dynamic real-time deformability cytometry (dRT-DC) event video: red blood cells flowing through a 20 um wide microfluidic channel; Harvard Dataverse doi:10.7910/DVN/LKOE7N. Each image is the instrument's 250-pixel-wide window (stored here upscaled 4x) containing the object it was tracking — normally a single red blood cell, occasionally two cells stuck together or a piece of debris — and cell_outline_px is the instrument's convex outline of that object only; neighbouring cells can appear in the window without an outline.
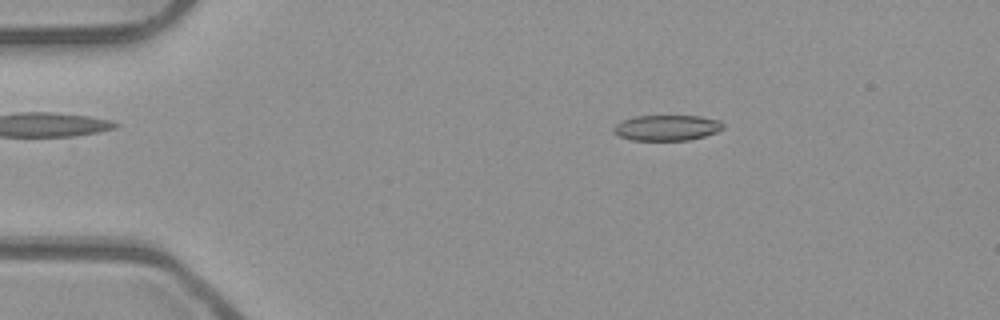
{"species": "common noctule bat (a hibernating species)", "species_latin": "Nyctalus noctula", "temperature_condition": "room temperature", "stored_images_in_passage": 52, "camera_frame_rate_fps": 3000, "um_per_image_px": 0.085, "animal": {"sex": "male", "body_mass_g": 23.1, "forearm_length_mm": 52.7}, "frame": {"image": 1, "passage_image": 9, "time_ms": 2.667, "image_size_px": [1000, 320], "cell_outline_px": [[724, 128], [716, 132], [704, 136], [688, 140], [632, 140], [620, 136], [612, 132], [612, 128], [620, 120], [636, 116], [700, 116], [720, 120], [724, 124]], "centroid_in_image_um": [56.67, 10.85], "position_along_channel_um": 28.3, "area_um2": 16.42}}
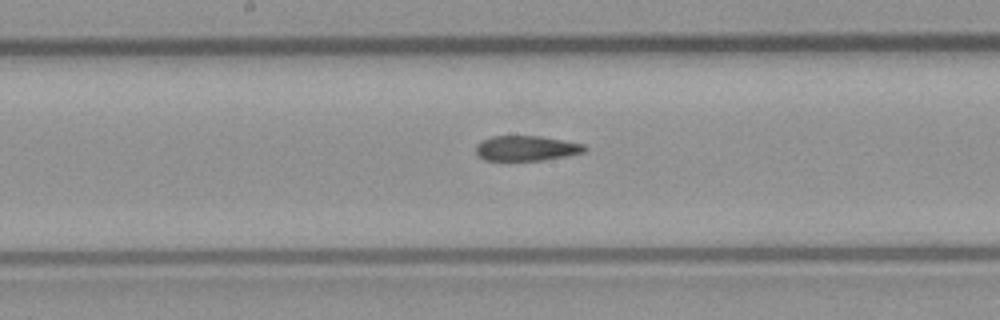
{"frame": {"image": 2, "passage_image": 27, "time_ms": 8.667, "image_size_px": [1000, 320], "cell_outline_px": [[588, 148], [584, 152], [568, 156], [544, 160], [484, 160], [476, 152], [476, 144], [492, 136], [536, 136], [584, 144]], "centroid_in_image_um": [44.75, 12.61], "position_along_channel_um": 203.4, "area_um2": 15.72}}
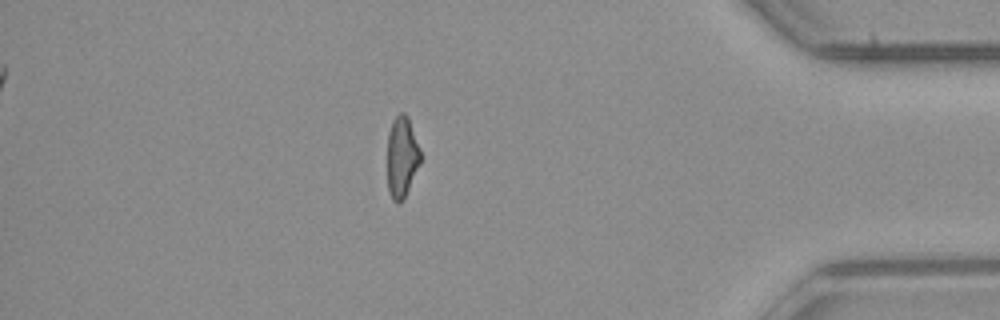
{"frame": {"image": 3, "passage_image": 45, "time_ms": 14.667, "image_size_px": [1000, 320], "cell_outline_px": [[420, 164], [404, 200], [396, 204], [392, 200], [388, 188], [388, 132], [392, 120], [400, 112], [404, 112], [408, 116], [420, 148]], "centroid_in_image_um": [34.16, 13.35], "position_along_channel_um": 401.0, "area_um2": 15.84}, "authors_computed_cell_mechanics": {"area_um2": 17.0221, "velocity_mm_per_s": 3.9551, "shape_relaxation_time_tau1_ms": null, "shape_relaxation_time_tau2_ms": 6.7153, "deformation_change_tau1": null, "deformation_change_tau2": 0.1736}}